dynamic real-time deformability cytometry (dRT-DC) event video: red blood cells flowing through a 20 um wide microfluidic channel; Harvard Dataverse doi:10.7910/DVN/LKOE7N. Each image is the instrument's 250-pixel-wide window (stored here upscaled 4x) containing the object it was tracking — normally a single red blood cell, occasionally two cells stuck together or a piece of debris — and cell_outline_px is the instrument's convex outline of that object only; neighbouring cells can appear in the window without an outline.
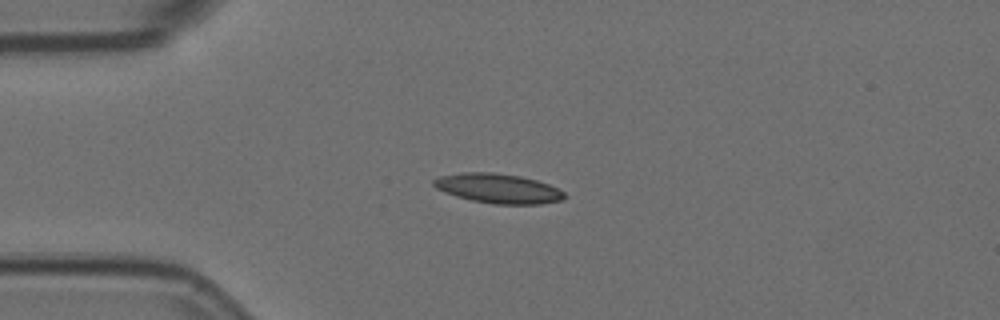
{"species": "Egyptian fruit bat (a non-hibernating species)", "species_latin": "Rousettus aegyptiacus", "temperature_condition": "room temperature", "stored_images_in_passage": 11, "camera_frame_rate_fps": 3000, "um_per_image_px": 0.085, "animal": {"sex": "female"}, "frame": {"image": 1, "passage_image": 5, "time_ms": 1.333, "image_size_px": [1000, 320], "cell_outline_px": [[568, 196], [564, 200], [540, 204], [492, 204], [472, 200], [456, 196], [444, 192], [436, 188], [432, 184], [432, 180], [440, 176], [460, 172], [492, 172], [520, 176], [536, 180], [548, 184], [564, 192]], "centroid_in_image_um": [42.34, 16.02], "position_along_channel_um": 42.7, "area_um2": 22.66}}
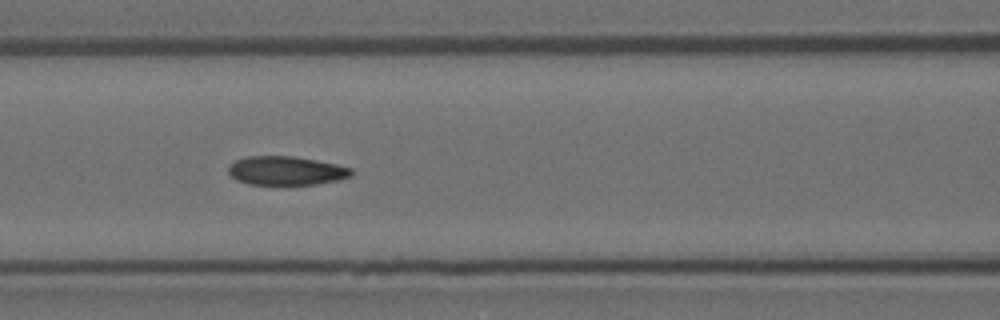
{"frame": {"image": 2, "passage_image": 8, "time_ms": 2.333, "image_size_px": [1000, 320], "cell_outline_px": [[352, 176], [336, 180], [316, 184], [248, 184], [236, 180], [228, 172], [228, 164], [236, 160], [248, 156], [292, 156], [316, 160], [336, 164], [352, 168]], "centroid_in_image_um": [24.29, 14.5], "position_along_channel_um": 142.3, "area_um2": 20.58}}
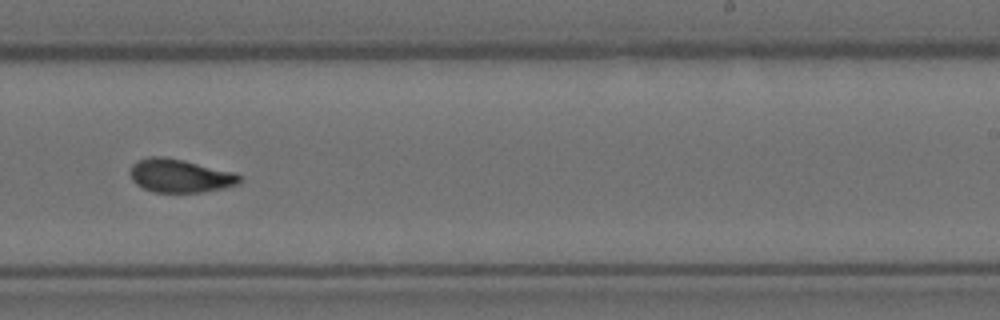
{"frame": {"image": 3, "passage_image": 11, "time_ms": 3.333, "image_size_px": [1000, 320], "cell_outline_px": [[244, 180], [240, 184], [224, 188], [204, 192], [152, 192], [136, 184], [132, 180], [132, 164], [136, 160], [148, 156], [164, 156], [184, 160], [236, 172]], "centroid_in_image_um": [15.35, 14.93], "position_along_channel_um": 273.7, "area_um2": 21.56}}